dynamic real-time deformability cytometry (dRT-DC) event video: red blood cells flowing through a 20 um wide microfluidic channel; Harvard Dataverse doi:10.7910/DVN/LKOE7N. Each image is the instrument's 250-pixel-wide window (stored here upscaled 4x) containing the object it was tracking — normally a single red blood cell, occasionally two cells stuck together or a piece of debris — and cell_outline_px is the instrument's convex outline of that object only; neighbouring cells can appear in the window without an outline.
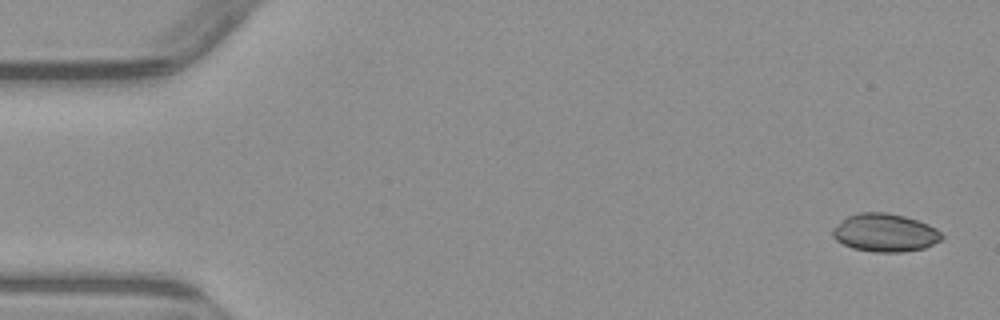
{"species": "common noctule bat (a hibernating species)", "species_latin": "Nyctalus noctula", "temperature_condition": "warm", "stored_images_in_passage": 5, "camera_frame_rate_fps": 3000, "um_per_image_px": 0.085, "animal": {"sex": "male", "body_mass_g": 23.1, "forearm_length_mm": 52.7}, "frame": {"image": 1, "passage_image": 1, "time_ms": 0.0, "image_size_px": [1000, 320], "cell_outline_px": [[944, 236], [940, 240], [924, 248], [904, 252], [872, 252], [852, 248], [836, 240], [832, 236], [832, 228], [848, 216], [860, 212], [884, 212], [904, 216], [928, 224], [936, 228]], "centroid_in_image_um": [75.21, 19.79], "position_along_channel_um": 9.8, "area_um2": 24.16}}
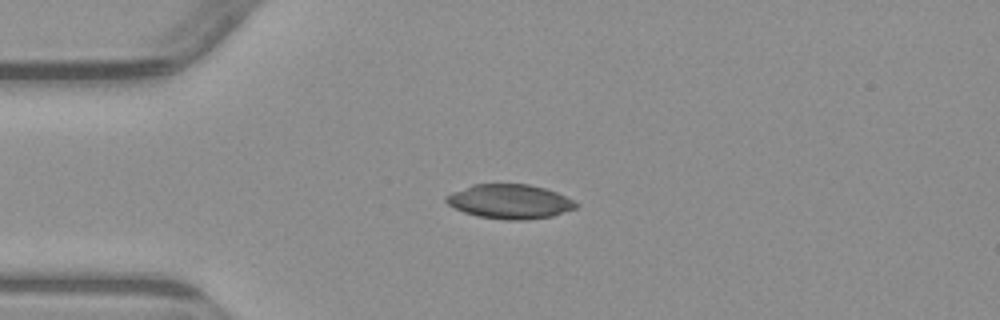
{"frame": {"image": 2, "passage_image": 4, "time_ms": 3.667, "image_size_px": [1000, 320], "cell_outline_px": [[580, 204], [576, 208], [552, 216], [528, 220], [508, 220], [480, 216], [464, 212], [448, 204], [444, 200], [444, 196], [452, 192], [472, 184], [528, 184], [544, 188], [556, 192]], "centroid_in_image_um": [43.32, 17.13], "position_along_channel_um": 41.7, "area_um2": 25.89}}